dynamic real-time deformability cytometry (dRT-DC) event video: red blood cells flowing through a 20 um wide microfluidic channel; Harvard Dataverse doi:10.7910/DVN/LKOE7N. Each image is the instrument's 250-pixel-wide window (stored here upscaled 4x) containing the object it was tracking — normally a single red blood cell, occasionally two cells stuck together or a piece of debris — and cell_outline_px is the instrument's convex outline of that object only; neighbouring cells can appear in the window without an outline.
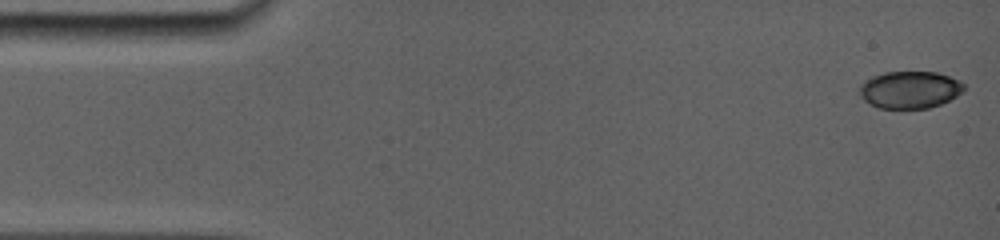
{"species": "common noctule bat (a hibernating species)", "species_latin": "Nyctalus noctula", "temperature_condition": "room temperature", "stored_images_in_passage": 28, "camera_frame_rate_fps": 5000, "um_per_image_px": 0.085, "animal": {"sex": "female", "body_mass_g": 19.0, "forearm_length_mm": 56.7}, "frame": {"image": 1, "passage_image": 1, "time_ms": 0.0, "image_size_px": [1000, 240], "cell_outline_px": [[964, 92], [940, 104], [928, 108], [880, 108], [864, 100], [856, 92], [860, 84], [864, 80], [872, 76], [884, 72], [936, 72], [960, 80], [964, 84]], "centroid_in_image_um": [77.3, 7.62], "position_along_channel_um": 7.7, "area_um2": 22.77}}
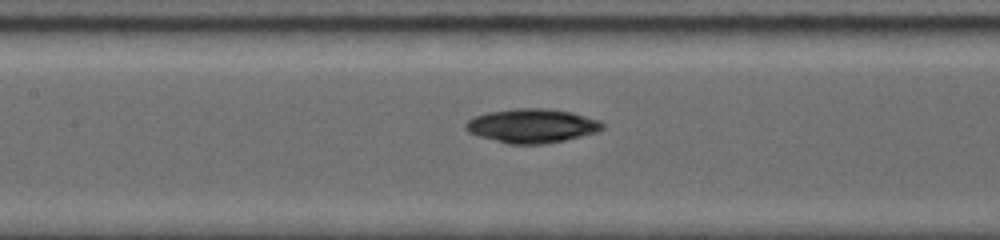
{"frame": {"image": 2, "passage_image": 13, "time_ms": 7.2, "image_size_px": [1000, 240], "cell_outline_px": [[604, 124], [600, 128], [592, 132], [564, 140], [540, 144], [512, 144], [480, 136], [472, 132], [464, 124], [468, 120], [476, 116], [488, 112], [516, 108], [548, 108], [572, 112], [600, 120]], "centroid_in_image_um": [45.22, 10.67], "position_along_channel_um": 162.2, "area_um2": 26.41}}
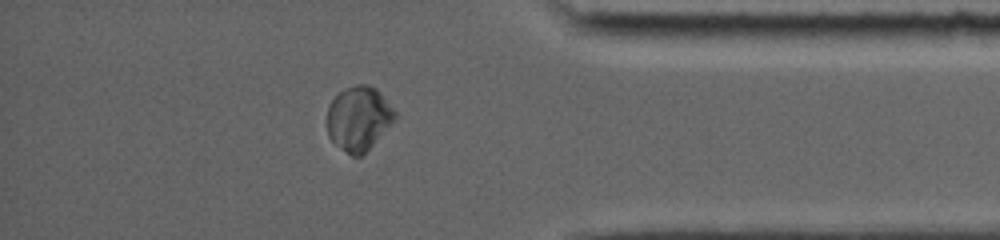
{"frame": {"image": 3, "passage_image": 24, "time_ms": 13.8, "image_size_px": [1000, 240], "cell_outline_px": [[396, 120], [360, 156], [352, 156], [340, 148], [328, 136], [328, 108], [332, 100], [344, 88], [356, 84], [368, 84], [376, 88], [380, 92], [396, 112]], "centroid_in_image_um": [30.5, 10.04], "position_along_channel_um": 404.7, "area_um2": 25.14}, "authors_computed_cell_mechanics": {"area_um2": 25.432, "velocity_mm_per_s": 3.825, "shape_relaxation_time_tau1_ms": 3.4946, "shape_relaxation_time_tau2_ms": null, "deformation_change_tau1": 0.1158, "deformation_change_tau2": null}}